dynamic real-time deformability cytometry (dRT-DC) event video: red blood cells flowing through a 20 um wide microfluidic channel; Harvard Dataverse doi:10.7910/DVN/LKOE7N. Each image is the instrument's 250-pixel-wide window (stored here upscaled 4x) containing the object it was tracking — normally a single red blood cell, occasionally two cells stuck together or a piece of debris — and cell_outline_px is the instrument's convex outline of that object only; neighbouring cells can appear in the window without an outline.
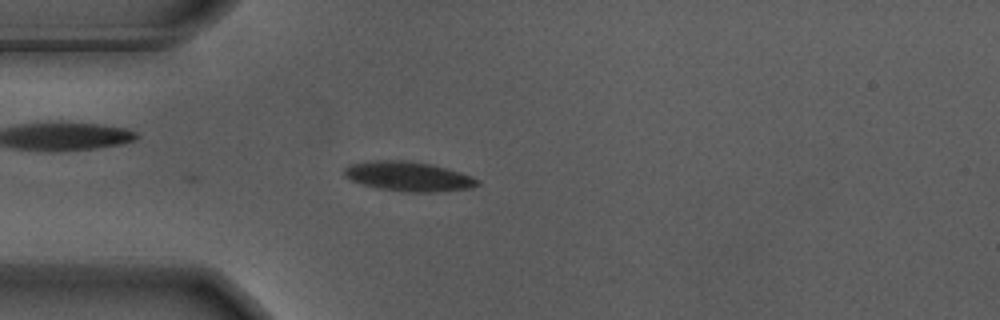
{"species": "Egyptian fruit bat (a non-hibernating species)", "species_latin": "Rousettus aegyptiacus", "temperature_condition": "warm", "stored_images_in_passage": 3, "camera_frame_rate_fps": 3000, "um_per_image_px": 0.085, "animal": {"sex": "male"}, "frame": {"image": 1, "passage_image": 3, "time_ms": 0.667, "image_size_px": [1000, 320], "cell_outline_px": [[480, 184], [472, 188], [436, 192], [404, 192], [376, 188], [352, 180], [344, 176], [344, 168], [352, 164], [372, 160], [404, 160], [432, 164], [460, 172], [480, 180]], "centroid_in_image_um": [34.74, 15.0], "position_along_channel_um": 50.3, "area_um2": 23.0}}